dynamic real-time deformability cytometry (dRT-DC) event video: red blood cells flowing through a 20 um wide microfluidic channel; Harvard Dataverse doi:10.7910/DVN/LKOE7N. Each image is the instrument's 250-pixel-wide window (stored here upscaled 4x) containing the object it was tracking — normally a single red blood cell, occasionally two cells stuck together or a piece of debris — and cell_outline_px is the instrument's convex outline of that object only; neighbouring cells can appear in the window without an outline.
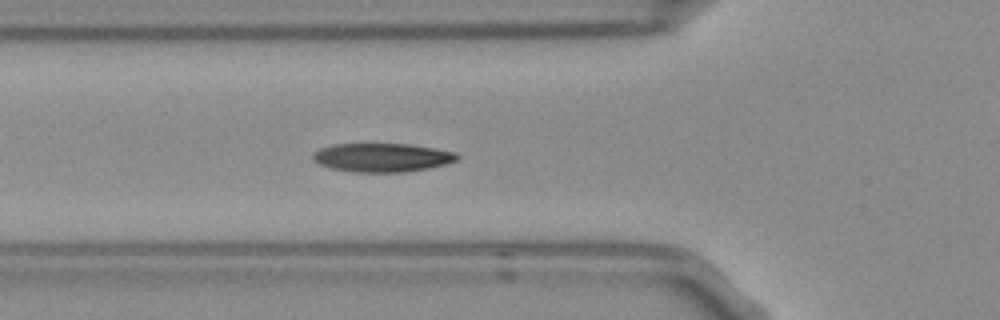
{"species": "Egyptian fruit bat (a non-hibernating species)", "species_latin": "Rousettus aegyptiacus", "temperature_condition": "room temperature", "stored_images_in_passage": 43, "camera_frame_rate_fps": 3000, "um_per_image_px": 0.085, "frame": {"image": 1, "passage_image": 7, "time_ms": 2.0, "image_size_px": [1000, 320], "cell_outline_px": [[460, 156], [456, 160], [444, 164], [428, 168], [404, 172], [352, 172], [332, 168], [320, 164], [312, 156], [320, 148], [332, 144], [408, 144], [456, 152]], "centroid_in_image_um": [32.49, 13.39], "position_along_channel_um": 93.3, "area_um2": 23.81}, "authors_computed_cell_mechanics": {"area_um2": 24.1604, "velocity_mm_per_s": 3.7541, "shape_relaxation_time_tau1_ms": 4.5808, "shape_relaxation_time_tau2_ms": 1.9305, "deformation_change_tau1": 0.1549, "deformation_change_tau2": 0.0579}}